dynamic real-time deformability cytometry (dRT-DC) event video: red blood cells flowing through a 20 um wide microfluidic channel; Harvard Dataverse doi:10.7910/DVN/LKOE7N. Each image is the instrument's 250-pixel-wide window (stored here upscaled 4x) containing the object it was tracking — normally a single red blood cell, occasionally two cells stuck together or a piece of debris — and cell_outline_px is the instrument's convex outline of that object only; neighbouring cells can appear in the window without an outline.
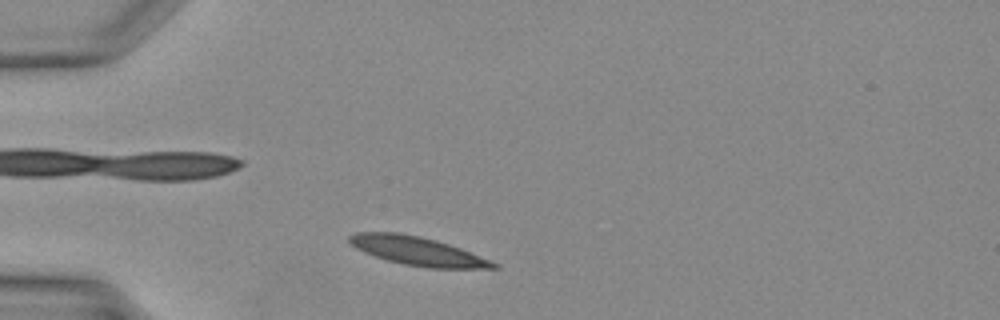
{"species": "Egyptian fruit bat (a non-hibernating species)", "species_latin": "Rousettus aegyptiacus", "temperature_condition": "warm", "stored_images_in_passage": 27, "camera_frame_rate_fps": 3000, "um_per_image_px": 0.085, "animal": {"sex": "female"}, "frame": {"image": 1, "passage_image": 2, "time_ms": 0.333, "image_size_px": [1000, 320], "cell_outline_px": [[500, 268], [428, 268], [404, 264], [384, 260], [364, 252], [356, 248], [348, 240], [348, 236], [356, 232], [396, 232], [416, 236], [448, 244], [460, 248], [500, 264]], "centroid_in_image_um": [35.46, 21.35], "position_along_channel_um": 49.5, "area_um2": 23.76}}
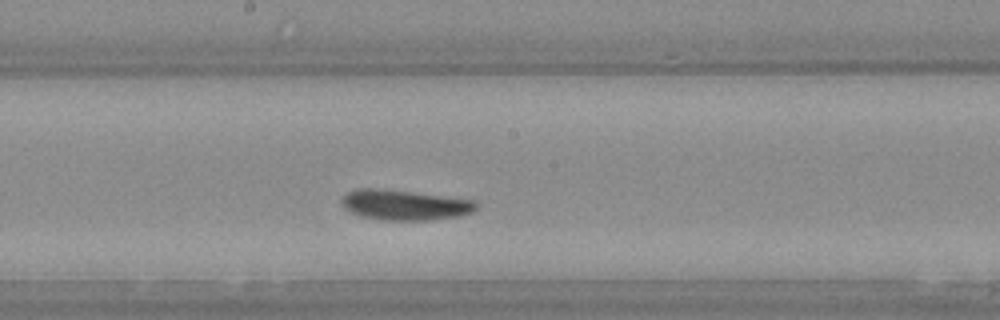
{"frame": {"image": 2, "passage_image": 13, "time_ms": 4.0, "image_size_px": [1000, 320], "cell_outline_px": [[476, 208], [472, 212], [460, 216], [428, 220], [380, 220], [360, 216], [348, 212], [344, 208], [340, 200], [348, 192], [360, 188], [376, 188], [472, 200], [476, 204]], "centroid_in_image_um": [34.32, 17.44], "position_along_channel_um": 213.9, "area_um2": 23.41}}
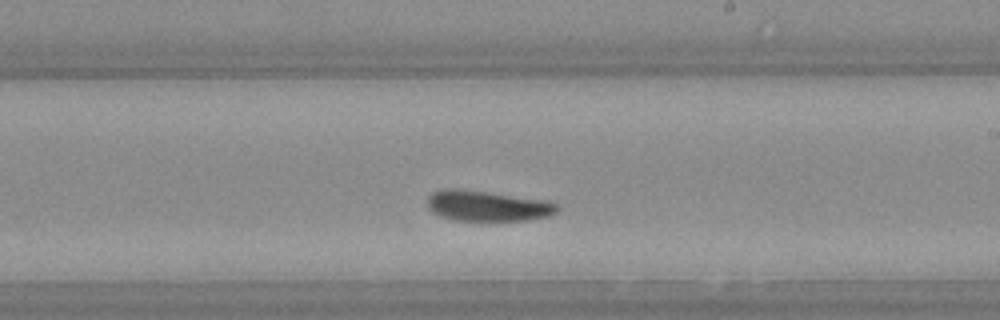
{"frame": {"image": 3, "passage_image": 15, "time_ms": 4.667, "image_size_px": [1000, 320], "cell_outline_px": [[560, 208], [556, 212], [548, 216], [524, 220], [452, 220], [440, 216], [432, 212], [428, 208], [428, 196], [432, 192], [444, 188], [448, 188], [484, 192], [544, 200], [556, 204]], "centroid_in_image_um": [41.38, 17.51], "position_along_channel_um": 247.6, "area_um2": 22.66}}